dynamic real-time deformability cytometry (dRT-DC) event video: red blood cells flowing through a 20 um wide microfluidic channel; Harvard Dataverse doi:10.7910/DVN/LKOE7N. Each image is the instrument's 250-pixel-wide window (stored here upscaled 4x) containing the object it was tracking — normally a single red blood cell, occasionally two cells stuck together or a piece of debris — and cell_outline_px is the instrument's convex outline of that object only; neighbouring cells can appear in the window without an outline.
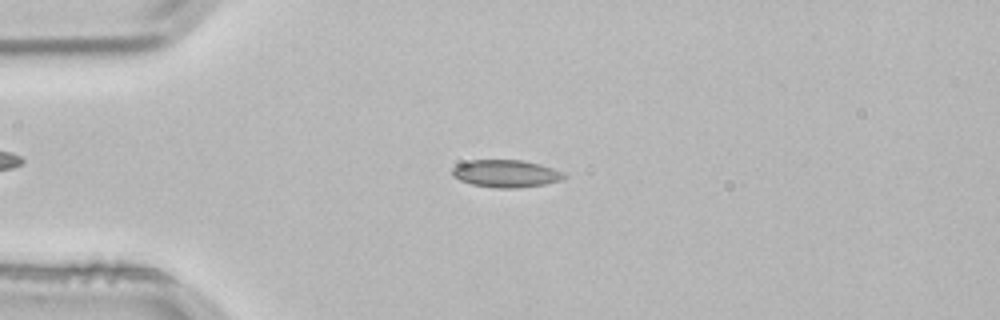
{"species": "common noctule bat (a hibernating species)", "species_latin": "Nyctalus noctula", "temperature_condition": "room temperature", "stored_images_in_passage": 1, "camera_frame_rate_fps": 3000, "um_per_image_px": 0.085, "animal": {"sex": "male", "body_mass_g": 21.5, "forearm_length_mm": 52.0}, "frame": {"image": 1, "passage_image": 1, "time_ms": 0.0, "image_size_px": [1000, 320], "cell_outline_px": [[564, 176], [560, 180], [544, 184], [516, 188], [496, 188], [472, 184], [460, 180], [452, 176], [452, 168], [456, 164], [472, 160], [524, 160], [540, 164], [564, 172]], "centroid_in_image_um": [42.96, 14.75], "position_along_channel_um": 42.0, "area_um2": 17.8}}